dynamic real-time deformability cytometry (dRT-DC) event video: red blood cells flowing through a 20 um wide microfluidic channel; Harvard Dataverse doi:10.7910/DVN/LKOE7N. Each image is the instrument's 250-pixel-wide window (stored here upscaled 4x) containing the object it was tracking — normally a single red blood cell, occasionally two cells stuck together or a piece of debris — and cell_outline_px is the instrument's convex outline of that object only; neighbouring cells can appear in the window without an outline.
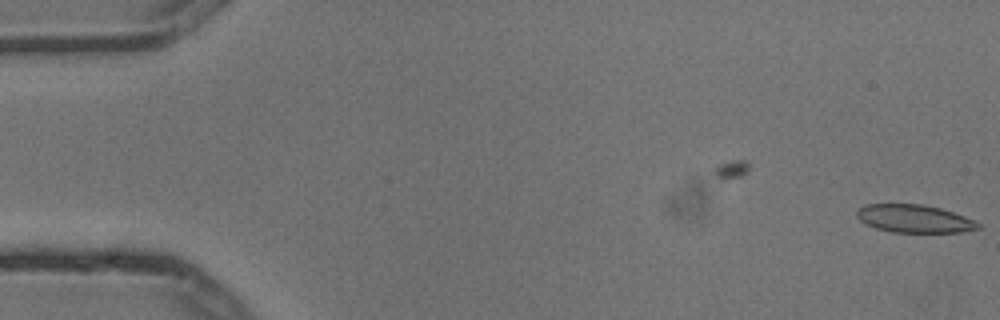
{"species": "common noctule bat (a hibernating species)", "species_latin": "Nyctalus noctula", "temperature_condition": "cold", "stored_images_in_passage": 3, "camera_frame_rate_fps": 3000, "um_per_image_px": 0.085, "animal": {"sex": "male", "body_mass_g": 13.3}, "frame": {"image": 1, "passage_image": 3, "time_ms": 0.667, "image_size_px": [1000, 320], "cell_outline_px": [[980, 228], [960, 232], [892, 232], [876, 228], [860, 220], [856, 216], [856, 212], [864, 204], [920, 204], [940, 208], [964, 216], [980, 224]], "centroid_in_image_um": [77.69, 18.58], "position_along_channel_um": 7.3, "area_um2": 19.48}}